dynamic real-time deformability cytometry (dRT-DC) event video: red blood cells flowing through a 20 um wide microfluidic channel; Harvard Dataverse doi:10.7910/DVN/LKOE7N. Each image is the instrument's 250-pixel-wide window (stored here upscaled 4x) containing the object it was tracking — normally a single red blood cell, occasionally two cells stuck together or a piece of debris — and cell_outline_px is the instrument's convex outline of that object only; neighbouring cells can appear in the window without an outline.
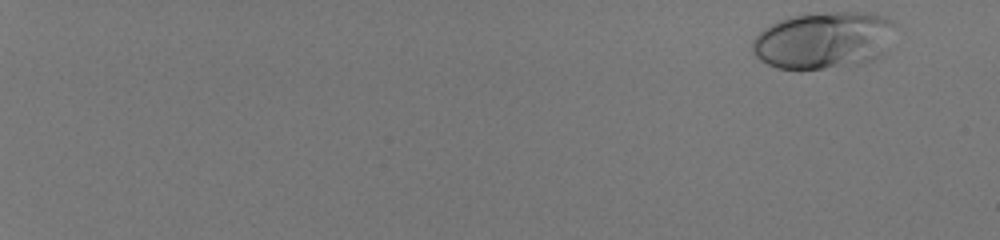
{"species": "human", "species_latin": "Homo sapiens", "temperature_condition": "room temperature", "stored_images_in_passage": 52, "camera_frame_rate_fps": 3000, "um_per_image_px": 0.085, "donor": {"sex": "male"}, "frame": {"image": 1, "passage_image": 1, "time_ms": 0.0, "image_size_px": [1000, 240], "cell_outline_px": [[896, 24], [888, 48], [880, 56], [872, 60], [860, 64], [820, 68], [776, 68], [760, 60], [752, 52], [752, 40], [764, 28], [776, 20], [792, 16], [828, 12], [872, 12], [884, 16]], "centroid_in_image_um": [70.03, 3.4], "position_along_channel_um": 15.0, "area_um2": 47.63}}
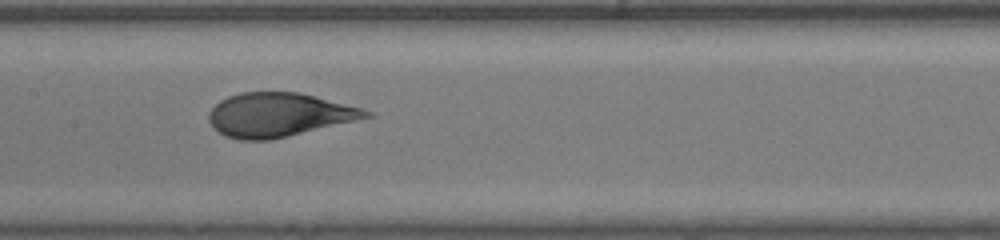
{"frame": {"image": 2, "passage_image": 31, "time_ms": 10.0, "image_size_px": [1000, 240], "cell_outline_px": [[376, 116], [272, 140], [240, 140], [224, 136], [208, 120], [208, 112], [220, 100], [228, 96], [240, 92], [300, 92], [364, 108], [372, 112]], "centroid_in_image_um": [23.75, 9.76], "position_along_channel_um": 183.7, "area_um2": 40.52}}
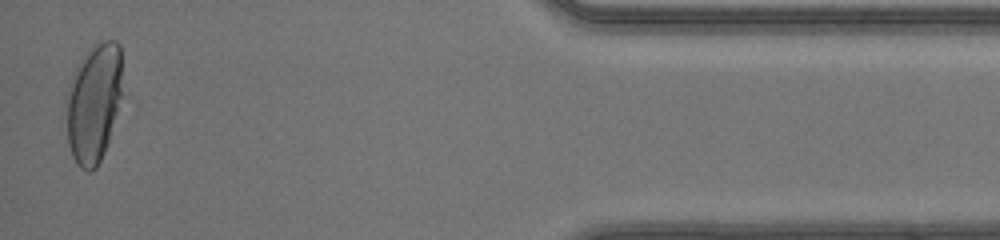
{"frame": {"image": 3, "passage_image": 52, "time_ms": 17.0, "image_size_px": [1000, 240], "cell_outline_px": [[120, 112], [104, 152], [96, 168], [92, 172], [88, 172], [80, 168], [76, 164], [72, 156], [68, 144], [68, 100], [76, 68], [80, 60], [100, 40], [116, 40], [120, 44]], "centroid_in_image_um": [8.01, 8.82], "position_along_channel_um": 427.2, "area_um2": 38.21}, "authors_computed_cell_mechanics": {"area_um2": 41.2692, "velocity_mm_per_s": 4.1458, "shape_relaxation_time_tau1_ms": 4.2754, "shape_relaxation_time_tau2_ms": null, "deformation_change_tau1": 0.1998, "deformation_change_tau2": null}}